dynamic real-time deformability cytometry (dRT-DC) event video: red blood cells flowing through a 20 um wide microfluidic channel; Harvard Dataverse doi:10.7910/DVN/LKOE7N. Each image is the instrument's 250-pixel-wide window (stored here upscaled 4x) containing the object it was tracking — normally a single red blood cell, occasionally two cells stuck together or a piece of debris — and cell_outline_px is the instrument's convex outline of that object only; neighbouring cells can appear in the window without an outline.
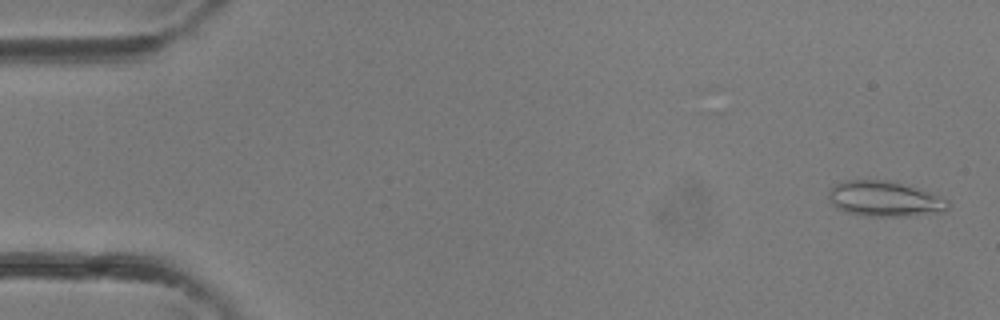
{"species": "common noctule bat (a hibernating species)", "species_latin": "Nyctalus noctula", "temperature_condition": "room temperature", "stored_images_in_passage": 7, "camera_frame_rate_fps": 3000, "um_per_image_px": 0.085, "animal": {"sex": "female"}, "frame": {"image": 1, "passage_image": 2, "time_ms": 0.333, "image_size_px": [1000, 320], "cell_outline_px": [[948, 208], [908, 216], [864, 216], [844, 212], [836, 208], [832, 204], [828, 196], [828, 188], [844, 180], [888, 180], [928, 192], [948, 200]], "centroid_in_image_um": [75.05, 16.89], "position_along_channel_um": 10.0, "area_um2": 24.16}}